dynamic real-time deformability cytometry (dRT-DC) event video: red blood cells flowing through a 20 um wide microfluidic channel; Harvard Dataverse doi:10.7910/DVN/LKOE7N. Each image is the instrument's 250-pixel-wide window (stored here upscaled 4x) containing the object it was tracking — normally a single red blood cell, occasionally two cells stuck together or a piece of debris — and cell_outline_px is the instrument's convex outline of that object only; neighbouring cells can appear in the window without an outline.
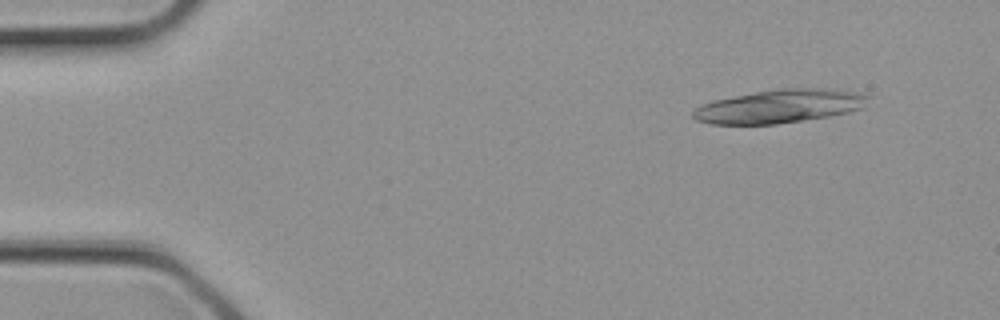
{"species": "common noctule bat (a hibernating species)", "species_latin": "Nyctalus noctula", "temperature_condition": "cold", "stored_images_in_passage": 2, "camera_frame_rate_fps": 3000, "um_per_image_px": 0.085, "animal": {"sex": "female", "body_mass_g": 21.9}, "frame": {"image": 1, "passage_image": 1, "time_ms": 0.0, "image_size_px": [1000, 320], "cell_outline_px": [[872, 96], [864, 108], [848, 112], [828, 116], [804, 120], [776, 124], [712, 124], [696, 120], [692, 116], [692, 112], [696, 108], [712, 100], [756, 92], [780, 88], [832, 88], [856, 92]], "centroid_in_image_um": [66.32, 9.02], "position_along_channel_um": 18.7, "area_um2": 34.22}}